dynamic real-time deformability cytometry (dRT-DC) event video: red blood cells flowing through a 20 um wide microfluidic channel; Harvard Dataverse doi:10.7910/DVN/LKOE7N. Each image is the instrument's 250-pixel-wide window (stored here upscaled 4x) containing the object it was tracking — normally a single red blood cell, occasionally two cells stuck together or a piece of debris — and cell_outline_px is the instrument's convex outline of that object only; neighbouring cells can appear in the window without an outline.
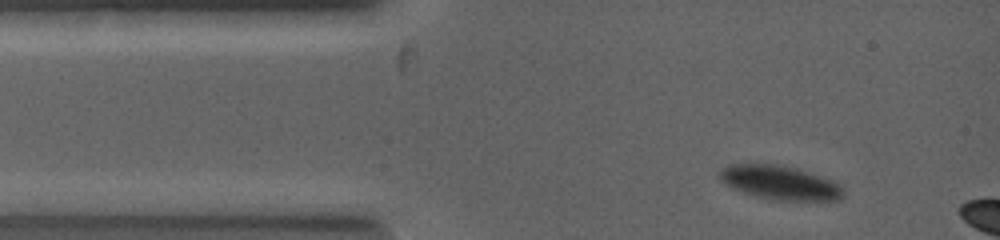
{"species": "common noctule bat (a hibernating species)", "species_latin": "Nyctalus noctula", "temperature_condition": "warm", "stored_images_in_passage": 4, "camera_frame_rate_fps": 5000, "um_per_image_px": 0.085, "animal": {"sex": "female", "body_mass_g": 19.0, "forearm_length_mm": 53.3}, "frame": {"image": 1, "passage_image": 1, "time_ms": 0.0, "image_size_px": [1000, 240], "cell_outline_px": [[844, 196], [840, 200], [772, 200], [756, 196], [732, 188], [720, 180], [716, 176], [720, 168], [728, 164], [776, 164], [796, 168], [836, 180], [844, 192]], "centroid_in_image_um": [66.28, 15.51], "position_along_channel_um": 18.7, "area_um2": 24.8}}